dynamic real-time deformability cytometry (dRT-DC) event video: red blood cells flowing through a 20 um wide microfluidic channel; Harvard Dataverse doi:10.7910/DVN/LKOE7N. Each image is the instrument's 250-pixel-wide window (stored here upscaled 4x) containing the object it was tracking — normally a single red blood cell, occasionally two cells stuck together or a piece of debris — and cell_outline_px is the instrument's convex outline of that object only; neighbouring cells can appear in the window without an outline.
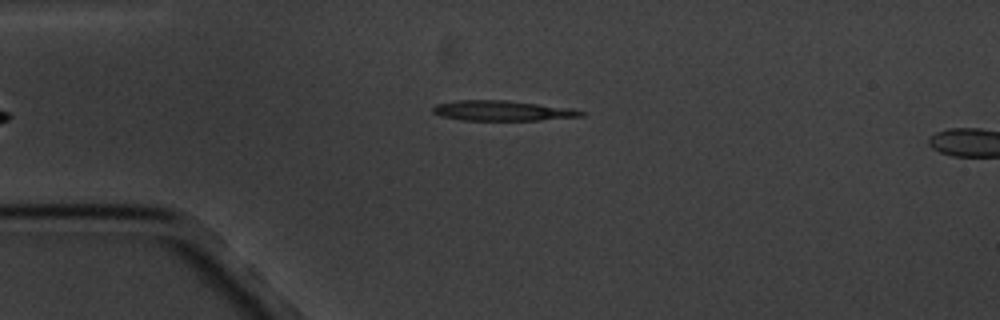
{"species": "common noctule bat (a hibernating species)", "species_latin": "Nyctalus noctula", "temperature_condition": "cold", "stored_images_in_passage": 4, "camera_frame_rate_fps": 3000, "um_per_image_px": 0.085, "animal": {"sex": "male", "body_mass_g": 20.1, "forearm_length_mm": 53.5}, "frame": {"image": 1, "passage_image": 4, "time_ms": 4.333, "image_size_px": [1000, 320], "cell_outline_px": [[588, 112], [584, 116], [540, 120], [460, 120], [440, 116], [432, 112], [432, 108], [436, 104], [456, 100], [508, 100], [572, 108]], "centroid_in_image_um": [42.72, 9.4], "position_along_channel_um": 42.3, "area_um2": 17.63}}